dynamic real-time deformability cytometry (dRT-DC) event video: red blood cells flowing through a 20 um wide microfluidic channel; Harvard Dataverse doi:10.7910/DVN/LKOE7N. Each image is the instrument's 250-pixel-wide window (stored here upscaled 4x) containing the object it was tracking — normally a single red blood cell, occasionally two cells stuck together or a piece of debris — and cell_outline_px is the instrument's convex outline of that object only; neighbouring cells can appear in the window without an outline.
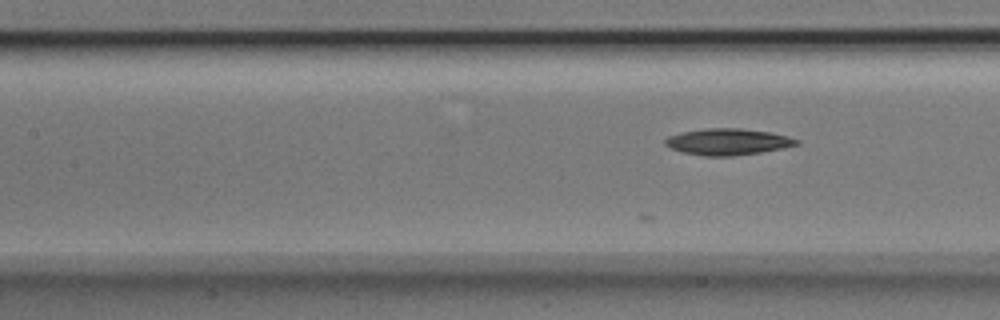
{"species": "Egyptian fruit bat (a non-hibernating species)", "species_latin": "Rousettus aegyptiacus", "temperature_condition": "room temperature", "stored_images_in_passage": 20, "camera_frame_rate_fps": 3000, "um_per_image_px": 0.085, "animal": {"sex": "male"}, "frame": {"image": 1, "passage_image": 8, "time_ms": 2.333, "image_size_px": [1000, 320], "cell_outline_px": [[800, 144], [760, 152], [732, 156], [704, 156], [680, 152], [664, 144], [664, 140], [668, 136], [680, 132], [708, 128], [740, 128], [772, 132], [788, 136], [800, 140]], "centroid_in_image_um": [61.85, 12.04], "position_along_channel_um": 145.6, "area_um2": 20.29}}
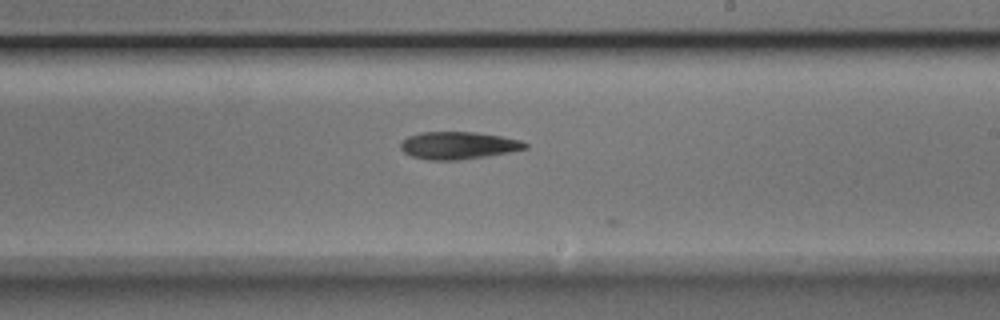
{"frame": {"image": 2, "passage_image": 16, "time_ms": 5.0, "image_size_px": [1000, 320], "cell_outline_px": [[528, 148], [488, 156], [460, 160], [428, 160], [412, 156], [404, 152], [400, 148], [400, 144], [408, 136], [420, 132], [476, 132], [500, 136], [520, 140], [528, 144]], "centroid_in_image_um": [38.95, 12.36], "position_along_channel_um": 250.1, "area_um2": 19.88}}
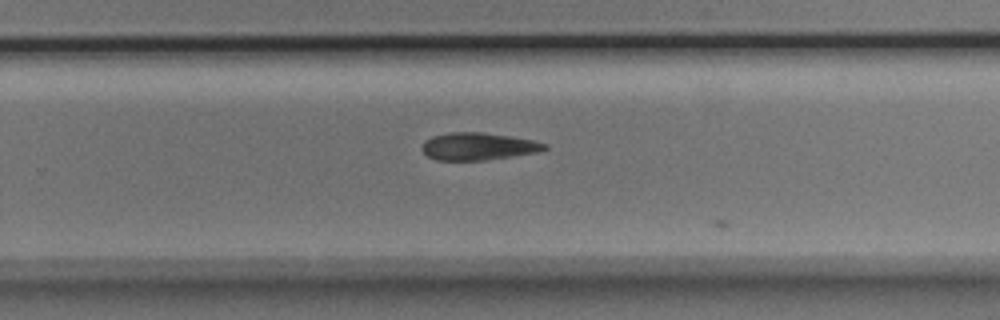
{"frame": {"image": 3, "passage_image": 19, "time_ms": 6.0, "image_size_px": [1000, 320], "cell_outline_px": [[548, 148], [536, 152], [512, 156], [484, 160], [436, 160], [428, 156], [420, 148], [424, 140], [432, 136], [452, 132], [484, 132], [532, 140], [548, 144]], "centroid_in_image_um": [40.61, 12.44], "position_along_channel_um": 289.2, "area_um2": 19.48}}